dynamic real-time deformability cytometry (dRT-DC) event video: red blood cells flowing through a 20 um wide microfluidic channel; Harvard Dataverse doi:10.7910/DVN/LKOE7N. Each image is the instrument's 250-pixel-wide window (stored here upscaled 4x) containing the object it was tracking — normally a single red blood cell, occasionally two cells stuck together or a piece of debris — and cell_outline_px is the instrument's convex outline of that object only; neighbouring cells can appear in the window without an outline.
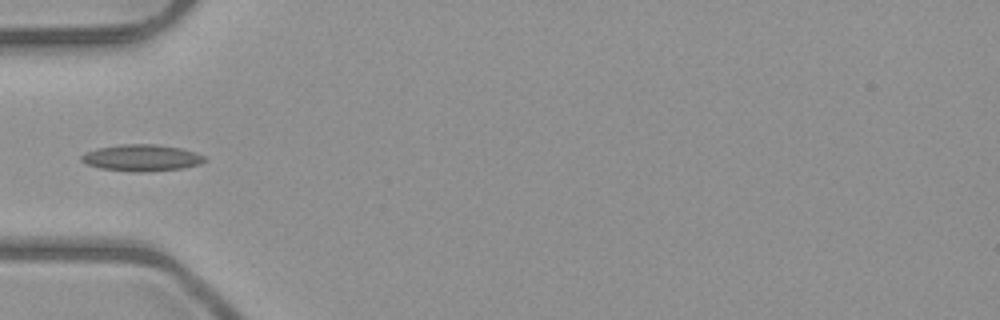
{"species": "common noctule bat (a hibernating species)", "species_latin": "Nyctalus noctula", "temperature_condition": "room temperature", "stored_images_in_passage": 6, "camera_frame_rate_fps": 3000, "um_per_image_px": 0.085, "animal": {"sex": "male", "body_mass_g": 23.1, "forearm_length_mm": 52.7}, "frame": {"image": 1, "passage_image": 5, "time_ms": 4.667, "image_size_px": [1000, 320], "cell_outline_px": [[208, 160], [200, 164], [180, 168], [144, 172], [128, 172], [100, 168], [88, 164], [80, 160], [80, 156], [84, 152], [96, 148], [124, 144], [152, 144], [180, 148], [196, 152], [204, 156]], "centroid_in_image_um": [12.02, 13.42], "position_along_channel_um": 73.0, "area_um2": 19.13}}
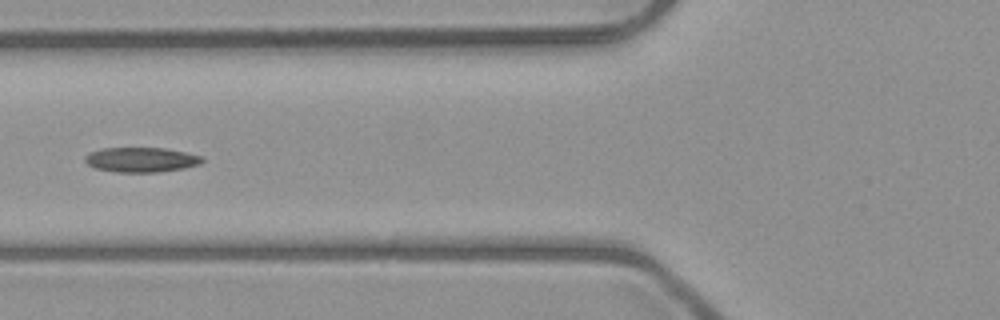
{"frame": {"image": 2, "passage_image": 6, "time_ms": 5.667, "image_size_px": [1000, 320], "cell_outline_px": [[204, 160], [200, 164], [184, 168], [156, 172], [116, 172], [96, 168], [88, 164], [84, 160], [84, 156], [88, 152], [104, 148], [164, 148], [204, 156]], "centroid_in_image_um": [12.0, 13.57], "position_along_channel_um": 113.8, "area_um2": 16.94}}